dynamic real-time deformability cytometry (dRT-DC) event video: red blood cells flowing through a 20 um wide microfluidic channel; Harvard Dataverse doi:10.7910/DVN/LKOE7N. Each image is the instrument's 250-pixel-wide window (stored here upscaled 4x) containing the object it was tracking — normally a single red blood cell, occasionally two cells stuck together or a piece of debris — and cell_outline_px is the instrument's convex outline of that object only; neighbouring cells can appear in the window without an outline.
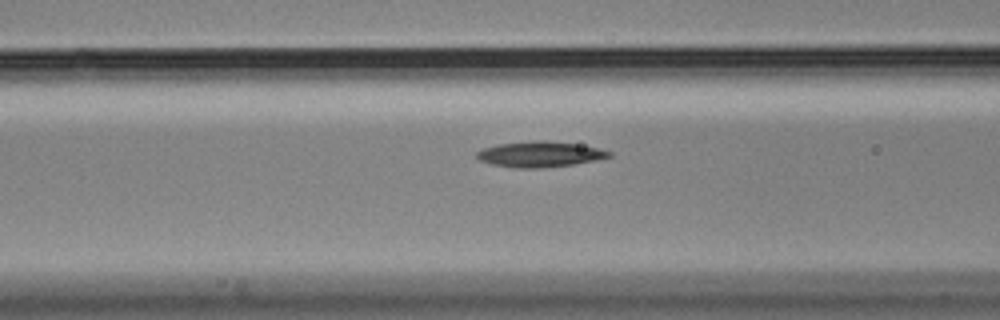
{"species": "Egyptian fruit bat (a non-hibernating species)", "species_latin": "Rousettus aegyptiacus", "temperature_condition": "cold", "stored_images_in_passage": 24, "camera_frame_rate_fps": 3000, "um_per_image_px": 0.085, "animal": {"sex": "male"}, "frame": {"image": 1, "passage_image": 19, "time_ms": 6.0, "image_size_px": [1000, 320], "cell_outline_px": [[612, 156], [596, 160], [572, 164], [540, 168], [516, 168], [492, 164], [480, 160], [476, 156], [476, 152], [484, 148], [500, 144], [540, 140], [544, 140], [576, 144], [596, 148], [612, 152]], "centroid_in_image_um": [45.88, 13.11], "position_along_channel_um": 120.7, "area_um2": 19.36}}
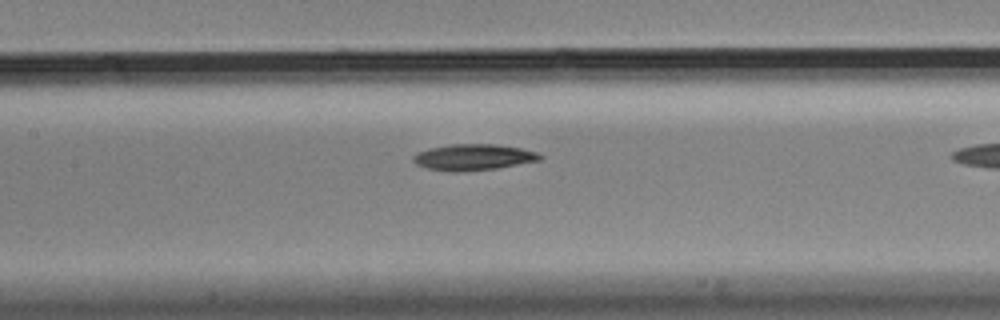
{"frame": {"image": 2, "passage_image": 23, "time_ms": 7.333, "image_size_px": [1000, 320], "cell_outline_px": [[544, 156], [540, 160], [496, 168], [460, 172], [444, 172], [424, 168], [416, 164], [412, 160], [412, 156], [416, 152], [448, 144], [496, 144], [520, 148], [536, 152]], "centroid_in_image_um": [40.17, 13.37], "position_along_channel_um": 167.2, "area_um2": 19.48}}